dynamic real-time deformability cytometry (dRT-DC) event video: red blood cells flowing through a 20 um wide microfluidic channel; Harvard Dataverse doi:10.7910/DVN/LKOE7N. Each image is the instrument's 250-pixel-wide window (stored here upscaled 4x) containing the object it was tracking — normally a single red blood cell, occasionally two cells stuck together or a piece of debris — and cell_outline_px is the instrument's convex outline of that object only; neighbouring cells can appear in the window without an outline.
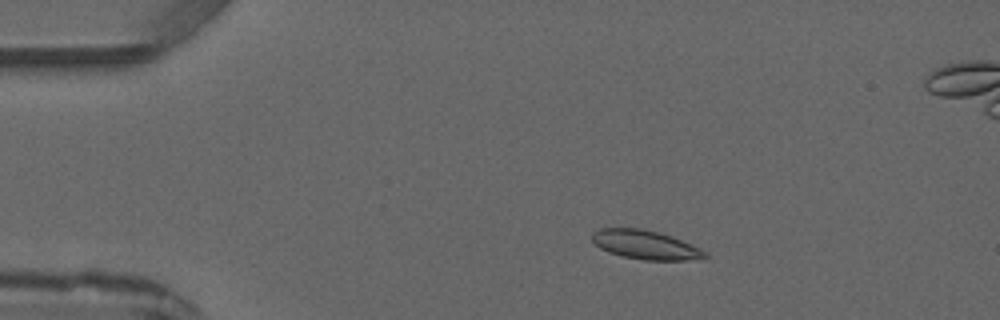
{"species": "common noctule bat (a hibernating species)", "species_latin": "Nyctalus noctula", "temperature_condition": "warm", "stored_images_in_passage": 3, "camera_frame_rate_fps": 3000, "um_per_image_px": 0.085, "animal": {"sex": "male", "forearm_length_mm": 52.5}, "frame": {"image": 1, "passage_image": 1, "time_ms": 0.0, "image_size_px": [1000, 320], "cell_outline_px": [[712, 256], [684, 260], [644, 260], [624, 256], [608, 252], [600, 248], [592, 240], [592, 232], [600, 228], [640, 228], [672, 236], [700, 248], [708, 252]], "centroid_in_image_um": [54.87, 20.8], "position_along_channel_um": 30.1, "area_um2": 18.96}}